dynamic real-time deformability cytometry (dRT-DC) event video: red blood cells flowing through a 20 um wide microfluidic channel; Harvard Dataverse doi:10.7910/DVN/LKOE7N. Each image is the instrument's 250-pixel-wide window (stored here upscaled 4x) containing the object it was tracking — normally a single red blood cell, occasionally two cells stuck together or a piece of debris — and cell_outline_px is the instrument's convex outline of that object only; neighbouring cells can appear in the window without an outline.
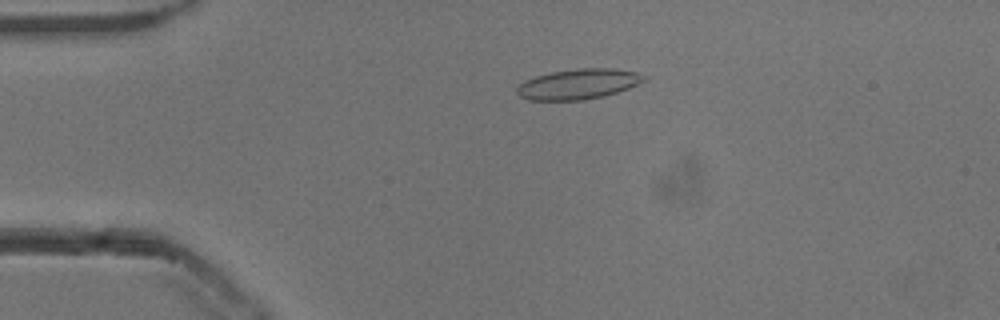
{"species": "common noctule bat (a hibernating species)", "species_latin": "Nyctalus noctula", "temperature_condition": "cold", "stored_images_in_passage": 54, "camera_frame_rate_fps": 3000, "um_per_image_px": 0.085, "animal": {"sex": "male", "body_mass_g": 13.3}, "frame": {"image": 1, "passage_image": 12, "time_ms": 3.667, "image_size_px": [1000, 320], "cell_outline_px": [[648, 76], [644, 80], [628, 88], [604, 96], [584, 100], [528, 100], [520, 96], [516, 92], [516, 88], [524, 80], [536, 76], [552, 72], [576, 68], [612, 68], [636, 72]], "centroid_in_image_um": [49.14, 7.14], "position_along_channel_um": 35.9, "area_um2": 22.37}}
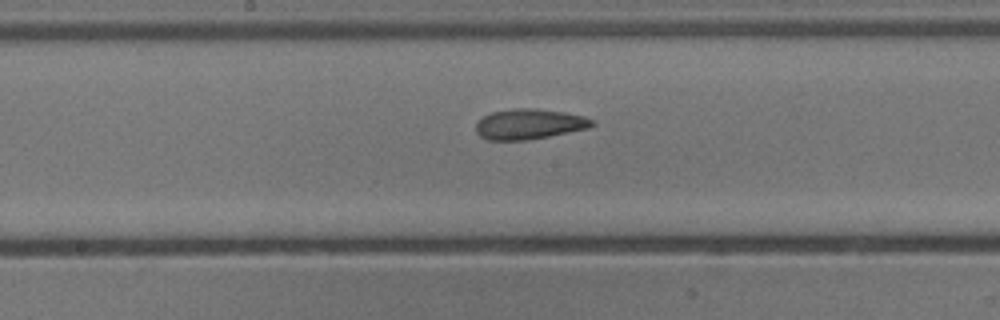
{"frame": {"image": 2, "passage_image": 28, "time_ms": 9.0, "image_size_px": [1000, 320], "cell_outline_px": [[596, 124], [588, 128], [548, 136], [524, 140], [488, 140], [480, 136], [476, 132], [476, 124], [484, 116], [492, 112], [516, 108], [532, 108], [564, 112], [584, 116], [596, 120]], "centroid_in_image_um": [45.01, 10.54], "position_along_channel_um": 203.2, "area_um2": 20.4}}
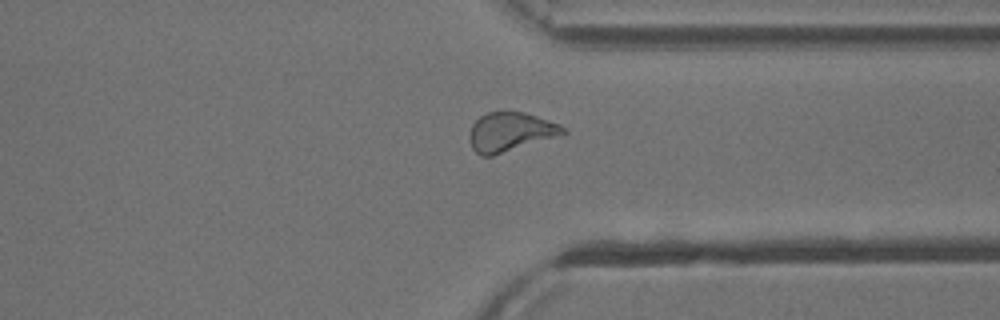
{"frame": {"image": 3, "passage_image": 41, "time_ms": 13.333, "image_size_px": [1000, 320], "cell_outline_px": [[568, 132], [492, 156], [480, 156], [472, 148], [468, 140], [468, 136], [472, 124], [480, 116], [488, 112], [524, 112], [560, 124]], "centroid_in_image_um": [43.32, 11.21], "position_along_channel_um": 368.1, "area_um2": 21.04}, "authors_computed_cell_mechanics": {"area_um2": 21.4727, "velocity_mm_per_s": 3.8382, "shape_relaxation_time_tau1_ms": 5.5025, "shape_relaxation_time_tau2_ms": 2.7405, "deformation_change_tau1": 0.1659, "deformation_change_tau2": 0.0965}}